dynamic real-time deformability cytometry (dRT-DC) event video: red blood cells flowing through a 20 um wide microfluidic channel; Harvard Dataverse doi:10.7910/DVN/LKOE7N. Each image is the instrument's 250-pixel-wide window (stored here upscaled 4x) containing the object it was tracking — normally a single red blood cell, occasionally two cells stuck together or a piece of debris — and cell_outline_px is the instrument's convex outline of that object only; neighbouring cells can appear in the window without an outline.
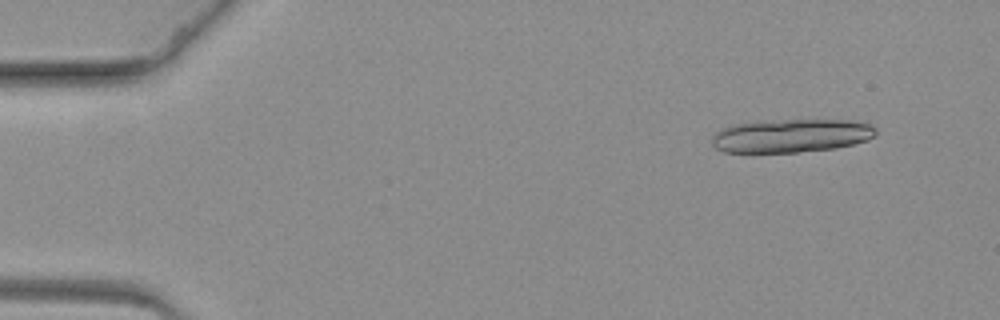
{"species": "common noctule bat (a hibernating species)", "species_latin": "Nyctalus noctula", "temperature_condition": "warm", "stored_images_in_passage": 22, "camera_frame_rate_fps": 3000, "um_per_image_px": 0.085, "animal": {"sex": "female", "body_mass_g": 19.3, "forearm_length_mm": 54.1}, "frame": {"image": 1, "passage_image": 6, "time_ms": 1.667, "image_size_px": [1000, 320], "cell_outline_px": [[876, 136], [868, 140], [836, 148], [796, 152], [724, 152], [716, 148], [712, 144], [712, 136], [720, 128], [732, 124], [756, 120], [848, 120], [868, 124], [876, 128]], "centroid_in_image_um": [67.21, 11.52], "position_along_channel_um": 17.8, "area_um2": 32.19}}